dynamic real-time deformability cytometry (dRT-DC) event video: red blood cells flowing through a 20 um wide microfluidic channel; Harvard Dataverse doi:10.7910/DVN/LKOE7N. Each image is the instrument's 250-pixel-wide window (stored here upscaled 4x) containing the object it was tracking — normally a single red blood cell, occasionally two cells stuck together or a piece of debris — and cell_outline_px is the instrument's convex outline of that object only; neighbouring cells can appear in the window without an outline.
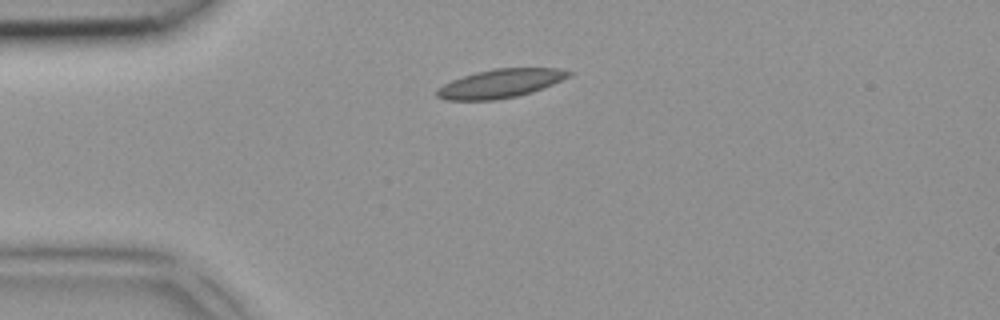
{"species": "common noctule bat (a hibernating species)", "species_latin": "Nyctalus noctula", "temperature_condition": "room temperature", "stored_images_in_passage": 3, "camera_frame_rate_fps": 3000, "um_per_image_px": 0.085, "animal": {"sex": "female", "body_mass_g": 18.4}, "frame": {"image": 1, "passage_image": 3, "time_ms": 0.667, "image_size_px": [1000, 320], "cell_outline_px": [[572, 72], [568, 76], [552, 84], [532, 92], [516, 96], [496, 100], [444, 100], [436, 96], [436, 88], [452, 80], [476, 72], [496, 68], [556, 68]], "centroid_in_image_um": [42.47, 7.1], "position_along_channel_um": 42.5, "area_um2": 21.79}}